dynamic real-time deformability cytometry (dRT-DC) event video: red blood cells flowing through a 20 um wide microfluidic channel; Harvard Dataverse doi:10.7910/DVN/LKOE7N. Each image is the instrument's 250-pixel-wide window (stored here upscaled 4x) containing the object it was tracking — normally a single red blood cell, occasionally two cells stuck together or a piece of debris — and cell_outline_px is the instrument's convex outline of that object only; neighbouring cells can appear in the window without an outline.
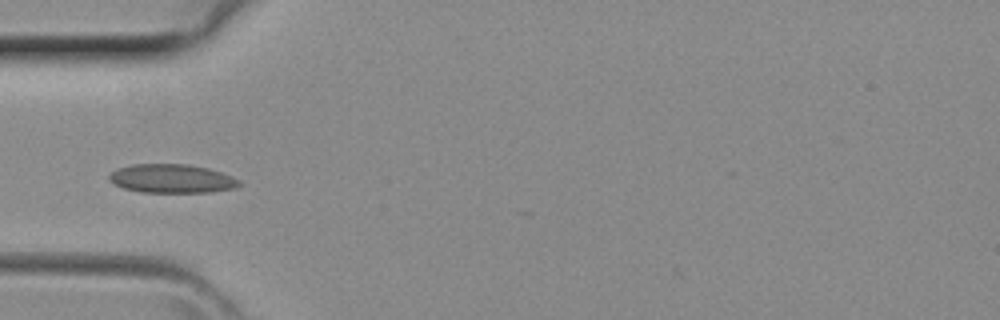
{"species": "common noctule bat (a hibernating species)", "species_latin": "Nyctalus noctula", "temperature_condition": "room temperature", "stored_images_in_passage": 23, "camera_frame_rate_fps": 3000, "um_per_image_px": 0.085, "animal": {"sex": "female", "body_mass_g": 29.2, "forearm_length_mm": 56.3}, "frame": {"image": 1, "passage_image": 2, "time_ms": 0.333, "image_size_px": [1000, 320], "cell_outline_px": [[240, 184], [236, 188], [212, 192], [140, 192], [124, 188], [112, 184], [108, 180], [108, 176], [116, 168], [132, 164], [188, 164], [208, 168], [232, 176], [240, 180]], "centroid_in_image_um": [14.58, 15.18], "position_along_channel_um": 70.4, "area_um2": 21.96}}
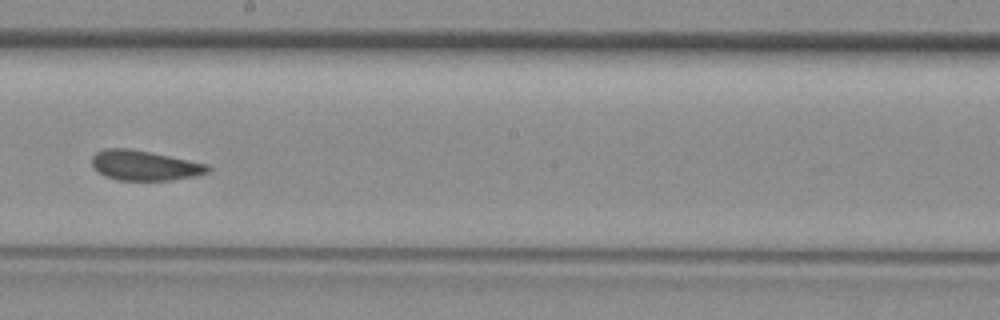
{"frame": {"image": 2, "passage_image": 12, "time_ms": 3.667, "image_size_px": [1000, 320], "cell_outline_px": [[212, 168], [208, 172], [196, 176], [172, 180], [116, 180], [104, 176], [92, 164], [92, 156], [96, 152], [104, 148], [132, 148], [152, 152], [208, 164]], "centroid_in_image_um": [12.3, 14.05], "position_along_channel_um": 235.9, "area_um2": 20.4}}
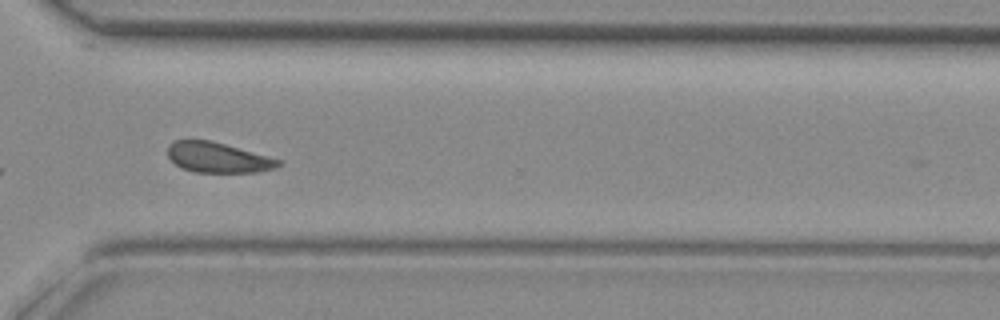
{"frame": {"image": 3, "passage_image": 19, "time_ms": 6.0, "image_size_px": [1000, 320], "cell_outline_px": [[284, 160], [276, 168], [256, 172], [196, 172], [180, 168], [168, 156], [168, 144], [176, 140], [212, 140]], "centroid_in_image_um": [18.55, 13.38], "position_along_channel_um": 352.1, "area_um2": 19.65}}